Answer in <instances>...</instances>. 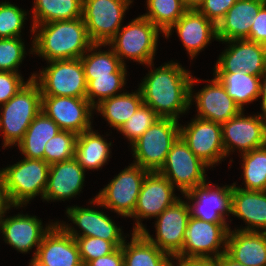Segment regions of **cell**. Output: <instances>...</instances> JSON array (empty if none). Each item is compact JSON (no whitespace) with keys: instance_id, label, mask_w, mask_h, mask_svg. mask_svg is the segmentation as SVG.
I'll return each mask as SVG.
<instances>
[{"instance_id":"obj_50","label":"cell","mask_w":266,"mask_h":266,"mask_svg":"<svg viewBox=\"0 0 266 266\" xmlns=\"http://www.w3.org/2000/svg\"><path fill=\"white\" fill-rule=\"evenodd\" d=\"M219 266H245L232 259L226 252L219 256Z\"/></svg>"},{"instance_id":"obj_5","label":"cell","mask_w":266,"mask_h":266,"mask_svg":"<svg viewBox=\"0 0 266 266\" xmlns=\"http://www.w3.org/2000/svg\"><path fill=\"white\" fill-rule=\"evenodd\" d=\"M50 165L44 160L24 158L0 170L14 209L27 206L35 196L43 200Z\"/></svg>"},{"instance_id":"obj_12","label":"cell","mask_w":266,"mask_h":266,"mask_svg":"<svg viewBox=\"0 0 266 266\" xmlns=\"http://www.w3.org/2000/svg\"><path fill=\"white\" fill-rule=\"evenodd\" d=\"M175 190L170 181L158 171L148 172L143 180L134 213L129 217L136 221L132 232H142L146 229L142 219H156L179 200L181 197L174 193Z\"/></svg>"},{"instance_id":"obj_48","label":"cell","mask_w":266,"mask_h":266,"mask_svg":"<svg viewBox=\"0 0 266 266\" xmlns=\"http://www.w3.org/2000/svg\"><path fill=\"white\" fill-rule=\"evenodd\" d=\"M12 204L9 201L7 192L5 190V184L3 176L0 172V222L4 218L7 211L11 210Z\"/></svg>"},{"instance_id":"obj_43","label":"cell","mask_w":266,"mask_h":266,"mask_svg":"<svg viewBox=\"0 0 266 266\" xmlns=\"http://www.w3.org/2000/svg\"><path fill=\"white\" fill-rule=\"evenodd\" d=\"M20 73L0 71V105L5 104L12 98L29 80L34 77V72L29 76L27 81Z\"/></svg>"},{"instance_id":"obj_16","label":"cell","mask_w":266,"mask_h":266,"mask_svg":"<svg viewBox=\"0 0 266 266\" xmlns=\"http://www.w3.org/2000/svg\"><path fill=\"white\" fill-rule=\"evenodd\" d=\"M242 110L222 124L226 158L237 149L241 154L266 145V115H244Z\"/></svg>"},{"instance_id":"obj_9","label":"cell","mask_w":266,"mask_h":266,"mask_svg":"<svg viewBox=\"0 0 266 266\" xmlns=\"http://www.w3.org/2000/svg\"><path fill=\"white\" fill-rule=\"evenodd\" d=\"M208 168L210 167L199 159L179 136L158 172L183 195L207 181L205 175H208L205 173Z\"/></svg>"},{"instance_id":"obj_39","label":"cell","mask_w":266,"mask_h":266,"mask_svg":"<svg viewBox=\"0 0 266 266\" xmlns=\"http://www.w3.org/2000/svg\"><path fill=\"white\" fill-rule=\"evenodd\" d=\"M27 13L11 2H0V38L21 37Z\"/></svg>"},{"instance_id":"obj_47","label":"cell","mask_w":266,"mask_h":266,"mask_svg":"<svg viewBox=\"0 0 266 266\" xmlns=\"http://www.w3.org/2000/svg\"><path fill=\"white\" fill-rule=\"evenodd\" d=\"M173 266H219V257L215 258H186L173 259Z\"/></svg>"},{"instance_id":"obj_30","label":"cell","mask_w":266,"mask_h":266,"mask_svg":"<svg viewBox=\"0 0 266 266\" xmlns=\"http://www.w3.org/2000/svg\"><path fill=\"white\" fill-rule=\"evenodd\" d=\"M60 130L59 126L41 110L17 147L24 158L44 160L47 141L55 137Z\"/></svg>"},{"instance_id":"obj_46","label":"cell","mask_w":266,"mask_h":266,"mask_svg":"<svg viewBox=\"0 0 266 266\" xmlns=\"http://www.w3.org/2000/svg\"><path fill=\"white\" fill-rule=\"evenodd\" d=\"M84 266H124L122 247L114 252L87 262Z\"/></svg>"},{"instance_id":"obj_10","label":"cell","mask_w":266,"mask_h":266,"mask_svg":"<svg viewBox=\"0 0 266 266\" xmlns=\"http://www.w3.org/2000/svg\"><path fill=\"white\" fill-rule=\"evenodd\" d=\"M133 0H83L82 19L92 43L107 44L122 27Z\"/></svg>"},{"instance_id":"obj_22","label":"cell","mask_w":266,"mask_h":266,"mask_svg":"<svg viewBox=\"0 0 266 266\" xmlns=\"http://www.w3.org/2000/svg\"><path fill=\"white\" fill-rule=\"evenodd\" d=\"M28 266H84L75 238L57 222L43 236L35 258Z\"/></svg>"},{"instance_id":"obj_6","label":"cell","mask_w":266,"mask_h":266,"mask_svg":"<svg viewBox=\"0 0 266 266\" xmlns=\"http://www.w3.org/2000/svg\"><path fill=\"white\" fill-rule=\"evenodd\" d=\"M180 136L179 121L169 118L157 119L131 146L133 164L156 172L161 169L170 148Z\"/></svg>"},{"instance_id":"obj_24","label":"cell","mask_w":266,"mask_h":266,"mask_svg":"<svg viewBox=\"0 0 266 266\" xmlns=\"http://www.w3.org/2000/svg\"><path fill=\"white\" fill-rule=\"evenodd\" d=\"M85 170L75 158L50 165L43 201H65L80 194Z\"/></svg>"},{"instance_id":"obj_21","label":"cell","mask_w":266,"mask_h":266,"mask_svg":"<svg viewBox=\"0 0 266 266\" xmlns=\"http://www.w3.org/2000/svg\"><path fill=\"white\" fill-rule=\"evenodd\" d=\"M5 217L0 222V232L2 233L1 236L4 237V242L22 254L29 253L31 249L36 247L31 262L36 256L43 236L56 221L51 223L49 221L44 227L43 222L37 216L18 213L9 217L5 214Z\"/></svg>"},{"instance_id":"obj_14","label":"cell","mask_w":266,"mask_h":266,"mask_svg":"<svg viewBox=\"0 0 266 266\" xmlns=\"http://www.w3.org/2000/svg\"><path fill=\"white\" fill-rule=\"evenodd\" d=\"M65 214L76 225L75 227H79V231L72 224H66L64 221L56 222L73 238L97 237L113 242L117 247H121L125 241L120 226L118 227L114 220L110 219L111 217L104 214V211H98L92 206L83 208L74 205L67 207Z\"/></svg>"},{"instance_id":"obj_35","label":"cell","mask_w":266,"mask_h":266,"mask_svg":"<svg viewBox=\"0 0 266 266\" xmlns=\"http://www.w3.org/2000/svg\"><path fill=\"white\" fill-rule=\"evenodd\" d=\"M244 186L247 191H266V145L240 154Z\"/></svg>"},{"instance_id":"obj_8","label":"cell","mask_w":266,"mask_h":266,"mask_svg":"<svg viewBox=\"0 0 266 266\" xmlns=\"http://www.w3.org/2000/svg\"><path fill=\"white\" fill-rule=\"evenodd\" d=\"M47 63L33 77L42 96L86 97L87 82L80 58Z\"/></svg>"},{"instance_id":"obj_19","label":"cell","mask_w":266,"mask_h":266,"mask_svg":"<svg viewBox=\"0 0 266 266\" xmlns=\"http://www.w3.org/2000/svg\"><path fill=\"white\" fill-rule=\"evenodd\" d=\"M199 80L200 78L192 76L190 82L189 102L190 107L195 102L196 117L223 124L242 111L215 76L211 80H204L208 82L207 85L203 86L197 93H193L195 92L193 90L194 85L201 82Z\"/></svg>"},{"instance_id":"obj_13","label":"cell","mask_w":266,"mask_h":266,"mask_svg":"<svg viewBox=\"0 0 266 266\" xmlns=\"http://www.w3.org/2000/svg\"><path fill=\"white\" fill-rule=\"evenodd\" d=\"M180 136L189 149L209 167L218 165L226 157L222 124L195 116L187 125L180 124Z\"/></svg>"},{"instance_id":"obj_31","label":"cell","mask_w":266,"mask_h":266,"mask_svg":"<svg viewBox=\"0 0 266 266\" xmlns=\"http://www.w3.org/2000/svg\"><path fill=\"white\" fill-rule=\"evenodd\" d=\"M143 104L142 94L139 88L136 91L110 97L103 100L94 109L100 113L104 120L115 130H118Z\"/></svg>"},{"instance_id":"obj_38","label":"cell","mask_w":266,"mask_h":266,"mask_svg":"<svg viewBox=\"0 0 266 266\" xmlns=\"http://www.w3.org/2000/svg\"><path fill=\"white\" fill-rule=\"evenodd\" d=\"M78 134L60 130L55 137L47 141L44 161L49 165L74 158Z\"/></svg>"},{"instance_id":"obj_32","label":"cell","mask_w":266,"mask_h":266,"mask_svg":"<svg viewBox=\"0 0 266 266\" xmlns=\"http://www.w3.org/2000/svg\"><path fill=\"white\" fill-rule=\"evenodd\" d=\"M105 46L107 48V44L93 43L80 58L86 80L110 76L111 73H127V66L121 62L110 46L108 51L100 49Z\"/></svg>"},{"instance_id":"obj_26","label":"cell","mask_w":266,"mask_h":266,"mask_svg":"<svg viewBox=\"0 0 266 266\" xmlns=\"http://www.w3.org/2000/svg\"><path fill=\"white\" fill-rule=\"evenodd\" d=\"M266 0H237L217 25V41L248 39L253 19Z\"/></svg>"},{"instance_id":"obj_18","label":"cell","mask_w":266,"mask_h":266,"mask_svg":"<svg viewBox=\"0 0 266 266\" xmlns=\"http://www.w3.org/2000/svg\"><path fill=\"white\" fill-rule=\"evenodd\" d=\"M41 110L61 130L80 134L93 128L95 110L86 97L42 96Z\"/></svg>"},{"instance_id":"obj_51","label":"cell","mask_w":266,"mask_h":266,"mask_svg":"<svg viewBox=\"0 0 266 266\" xmlns=\"http://www.w3.org/2000/svg\"><path fill=\"white\" fill-rule=\"evenodd\" d=\"M205 0H182L187 9H198Z\"/></svg>"},{"instance_id":"obj_4","label":"cell","mask_w":266,"mask_h":266,"mask_svg":"<svg viewBox=\"0 0 266 266\" xmlns=\"http://www.w3.org/2000/svg\"><path fill=\"white\" fill-rule=\"evenodd\" d=\"M160 34L164 35L150 20L140 15L122 26L107 46L113 49L124 65L125 59L148 65L155 59Z\"/></svg>"},{"instance_id":"obj_2","label":"cell","mask_w":266,"mask_h":266,"mask_svg":"<svg viewBox=\"0 0 266 266\" xmlns=\"http://www.w3.org/2000/svg\"><path fill=\"white\" fill-rule=\"evenodd\" d=\"M30 31L34 38L29 52L46 62L81 58L93 44L82 17L32 26Z\"/></svg>"},{"instance_id":"obj_23","label":"cell","mask_w":266,"mask_h":266,"mask_svg":"<svg viewBox=\"0 0 266 266\" xmlns=\"http://www.w3.org/2000/svg\"><path fill=\"white\" fill-rule=\"evenodd\" d=\"M174 29L192 60L217 40V26L198 9H187L164 37L168 39Z\"/></svg>"},{"instance_id":"obj_33","label":"cell","mask_w":266,"mask_h":266,"mask_svg":"<svg viewBox=\"0 0 266 266\" xmlns=\"http://www.w3.org/2000/svg\"><path fill=\"white\" fill-rule=\"evenodd\" d=\"M223 85L227 94L244 110V105L257 101L260 97V77L242 70L234 73H213Z\"/></svg>"},{"instance_id":"obj_1","label":"cell","mask_w":266,"mask_h":266,"mask_svg":"<svg viewBox=\"0 0 266 266\" xmlns=\"http://www.w3.org/2000/svg\"><path fill=\"white\" fill-rule=\"evenodd\" d=\"M146 66L151 68L138 85L143 104L153 109L159 118L178 121L180 115L190 110L191 72L172 60L155 69L154 62Z\"/></svg>"},{"instance_id":"obj_37","label":"cell","mask_w":266,"mask_h":266,"mask_svg":"<svg viewBox=\"0 0 266 266\" xmlns=\"http://www.w3.org/2000/svg\"><path fill=\"white\" fill-rule=\"evenodd\" d=\"M126 76L127 73H111L110 76L86 80V99L95 108L103 100L122 94L121 90L124 91V86L127 84Z\"/></svg>"},{"instance_id":"obj_41","label":"cell","mask_w":266,"mask_h":266,"mask_svg":"<svg viewBox=\"0 0 266 266\" xmlns=\"http://www.w3.org/2000/svg\"><path fill=\"white\" fill-rule=\"evenodd\" d=\"M24 43L21 37L0 38V71L21 73L19 65L27 55Z\"/></svg>"},{"instance_id":"obj_44","label":"cell","mask_w":266,"mask_h":266,"mask_svg":"<svg viewBox=\"0 0 266 266\" xmlns=\"http://www.w3.org/2000/svg\"><path fill=\"white\" fill-rule=\"evenodd\" d=\"M237 0H205L198 10L216 26Z\"/></svg>"},{"instance_id":"obj_28","label":"cell","mask_w":266,"mask_h":266,"mask_svg":"<svg viewBox=\"0 0 266 266\" xmlns=\"http://www.w3.org/2000/svg\"><path fill=\"white\" fill-rule=\"evenodd\" d=\"M123 243L124 266H173V258L150 242L141 232H132Z\"/></svg>"},{"instance_id":"obj_49","label":"cell","mask_w":266,"mask_h":266,"mask_svg":"<svg viewBox=\"0 0 266 266\" xmlns=\"http://www.w3.org/2000/svg\"><path fill=\"white\" fill-rule=\"evenodd\" d=\"M262 102L261 104V113L266 115V68L260 77V97Z\"/></svg>"},{"instance_id":"obj_36","label":"cell","mask_w":266,"mask_h":266,"mask_svg":"<svg viewBox=\"0 0 266 266\" xmlns=\"http://www.w3.org/2000/svg\"><path fill=\"white\" fill-rule=\"evenodd\" d=\"M147 12L141 16L150 20L164 34L185 13L182 0H146Z\"/></svg>"},{"instance_id":"obj_40","label":"cell","mask_w":266,"mask_h":266,"mask_svg":"<svg viewBox=\"0 0 266 266\" xmlns=\"http://www.w3.org/2000/svg\"><path fill=\"white\" fill-rule=\"evenodd\" d=\"M159 117L153 109L149 106L142 104L137 111L125 122L119 131L131 145L135 142L144 132L157 120Z\"/></svg>"},{"instance_id":"obj_27","label":"cell","mask_w":266,"mask_h":266,"mask_svg":"<svg viewBox=\"0 0 266 266\" xmlns=\"http://www.w3.org/2000/svg\"><path fill=\"white\" fill-rule=\"evenodd\" d=\"M226 253L245 266H266V232L230 228Z\"/></svg>"},{"instance_id":"obj_45","label":"cell","mask_w":266,"mask_h":266,"mask_svg":"<svg viewBox=\"0 0 266 266\" xmlns=\"http://www.w3.org/2000/svg\"><path fill=\"white\" fill-rule=\"evenodd\" d=\"M248 40L266 46V3L253 19Z\"/></svg>"},{"instance_id":"obj_25","label":"cell","mask_w":266,"mask_h":266,"mask_svg":"<svg viewBox=\"0 0 266 266\" xmlns=\"http://www.w3.org/2000/svg\"><path fill=\"white\" fill-rule=\"evenodd\" d=\"M232 184L231 215L245 222L234 230L266 232V191H247Z\"/></svg>"},{"instance_id":"obj_11","label":"cell","mask_w":266,"mask_h":266,"mask_svg":"<svg viewBox=\"0 0 266 266\" xmlns=\"http://www.w3.org/2000/svg\"><path fill=\"white\" fill-rule=\"evenodd\" d=\"M228 223H210L190 216L182 250L173 259L215 258L226 252Z\"/></svg>"},{"instance_id":"obj_15","label":"cell","mask_w":266,"mask_h":266,"mask_svg":"<svg viewBox=\"0 0 266 266\" xmlns=\"http://www.w3.org/2000/svg\"><path fill=\"white\" fill-rule=\"evenodd\" d=\"M190 216L187 200L180 198L155 219L156 238L152 237L147 229L141 233L160 250L174 258L183 248Z\"/></svg>"},{"instance_id":"obj_42","label":"cell","mask_w":266,"mask_h":266,"mask_svg":"<svg viewBox=\"0 0 266 266\" xmlns=\"http://www.w3.org/2000/svg\"><path fill=\"white\" fill-rule=\"evenodd\" d=\"M75 240L83 265L91 260L106 256L118 248L113 242L97 237H76Z\"/></svg>"},{"instance_id":"obj_34","label":"cell","mask_w":266,"mask_h":266,"mask_svg":"<svg viewBox=\"0 0 266 266\" xmlns=\"http://www.w3.org/2000/svg\"><path fill=\"white\" fill-rule=\"evenodd\" d=\"M83 0H34L32 26L82 17Z\"/></svg>"},{"instance_id":"obj_17","label":"cell","mask_w":266,"mask_h":266,"mask_svg":"<svg viewBox=\"0 0 266 266\" xmlns=\"http://www.w3.org/2000/svg\"><path fill=\"white\" fill-rule=\"evenodd\" d=\"M231 194L232 185L220 187L205 182L182 197L189 200L187 203L192 217L210 223H227L226 219L231 214Z\"/></svg>"},{"instance_id":"obj_7","label":"cell","mask_w":266,"mask_h":266,"mask_svg":"<svg viewBox=\"0 0 266 266\" xmlns=\"http://www.w3.org/2000/svg\"><path fill=\"white\" fill-rule=\"evenodd\" d=\"M129 165L89 201L90 206H102L122 218L134 213L143 180L149 171L133 163Z\"/></svg>"},{"instance_id":"obj_3","label":"cell","mask_w":266,"mask_h":266,"mask_svg":"<svg viewBox=\"0 0 266 266\" xmlns=\"http://www.w3.org/2000/svg\"><path fill=\"white\" fill-rule=\"evenodd\" d=\"M42 94L39 85L29 80L12 98L0 105V133L4 149L16 146L41 112Z\"/></svg>"},{"instance_id":"obj_29","label":"cell","mask_w":266,"mask_h":266,"mask_svg":"<svg viewBox=\"0 0 266 266\" xmlns=\"http://www.w3.org/2000/svg\"><path fill=\"white\" fill-rule=\"evenodd\" d=\"M90 129L78 134L74 158L87 170H99L111 158L112 142ZM106 139V140H105Z\"/></svg>"},{"instance_id":"obj_20","label":"cell","mask_w":266,"mask_h":266,"mask_svg":"<svg viewBox=\"0 0 266 266\" xmlns=\"http://www.w3.org/2000/svg\"><path fill=\"white\" fill-rule=\"evenodd\" d=\"M227 47L216 61L214 73H234L242 70L261 76L266 68V46L248 39L224 41ZM229 44V45H228Z\"/></svg>"}]
</instances>
